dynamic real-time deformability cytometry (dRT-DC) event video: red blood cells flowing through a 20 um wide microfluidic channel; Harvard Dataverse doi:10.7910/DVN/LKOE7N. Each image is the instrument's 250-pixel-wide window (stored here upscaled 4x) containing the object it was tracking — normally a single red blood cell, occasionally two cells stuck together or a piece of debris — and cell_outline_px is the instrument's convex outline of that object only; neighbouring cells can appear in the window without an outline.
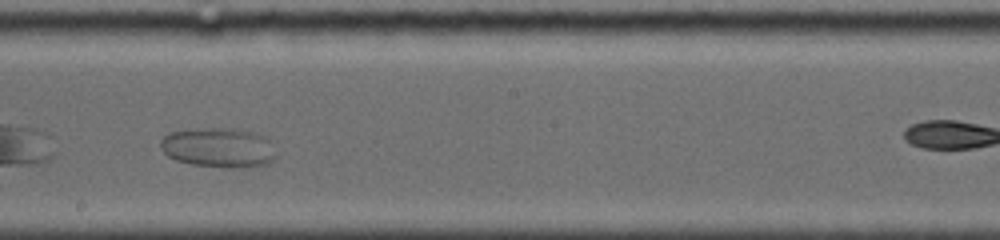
{"species": "common noctule bat (a hibernating species)", "species_latin": "Nyctalus noctula", "temperature_condition": "warm", "stored_images_in_passage": 17, "camera_frame_rate_fps": 5000, "um_per_image_px": 0.085, "animal": {"sex": "female", "body_mass_g": 19.0, "forearm_length_mm": 53.3}, "frame": {"image": 1, "passage_image": 10, "time_ms": 4.4, "image_size_px": [1000, 240], "cell_outline_px": [[276, 156], [268, 164], [244, 168], [192, 164], [176, 160], [168, 156], [160, 148], [160, 140], [168, 132], [204, 128], [232, 128], [252, 132], [264, 136], [268, 140]], "centroid_in_image_um": [18.55, 12.54], "position_along_channel_um": 229.6, "area_um2": 26.53}}